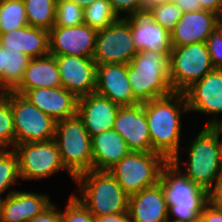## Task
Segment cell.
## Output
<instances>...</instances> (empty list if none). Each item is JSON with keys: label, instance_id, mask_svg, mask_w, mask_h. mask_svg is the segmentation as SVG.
Segmentation results:
<instances>
[{"label": "cell", "instance_id": "1", "mask_svg": "<svg viewBox=\"0 0 222 222\" xmlns=\"http://www.w3.org/2000/svg\"><path fill=\"white\" fill-rule=\"evenodd\" d=\"M151 139L152 152L162 155L168 162L180 160L181 114L187 112L183 92L143 103ZM182 108V109H181Z\"/></svg>", "mask_w": 222, "mask_h": 222}, {"label": "cell", "instance_id": "2", "mask_svg": "<svg viewBox=\"0 0 222 222\" xmlns=\"http://www.w3.org/2000/svg\"><path fill=\"white\" fill-rule=\"evenodd\" d=\"M132 94L139 103L168 96L170 85L169 54L164 51H139L127 64Z\"/></svg>", "mask_w": 222, "mask_h": 222}, {"label": "cell", "instance_id": "3", "mask_svg": "<svg viewBox=\"0 0 222 222\" xmlns=\"http://www.w3.org/2000/svg\"><path fill=\"white\" fill-rule=\"evenodd\" d=\"M179 165V160H172L162 168L160 181L168 214L171 212L175 216L172 222H196L208 203L207 191L182 174Z\"/></svg>", "mask_w": 222, "mask_h": 222}, {"label": "cell", "instance_id": "4", "mask_svg": "<svg viewBox=\"0 0 222 222\" xmlns=\"http://www.w3.org/2000/svg\"><path fill=\"white\" fill-rule=\"evenodd\" d=\"M75 181L82 196H74L94 217L128 212L129 196L109 171L92 169L79 174Z\"/></svg>", "mask_w": 222, "mask_h": 222}, {"label": "cell", "instance_id": "5", "mask_svg": "<svg viewBox=\"0 0 222 222\" xmlns=\"http://www.w3.org/2000/svg\"><path fill=\"white\" fill-rule=\"evenodd\" d=\"M54 140L65 169L74 180L92 170L91 136L77 115L56 121Z\"/></svg>", "mask_w": 222, "mask_h": 222}, {"label": "cell", "instance_id": "6", "mask_svg": "<svg viewBox=\"0 0 222 222\" xmlns=\"http://www.w3.org/2000/svg\"><path fill=\"white\" fill-rule=\"evenodd\" d=\"M183 174L208 191L222 173L217 142V125L205 126L192 140Z\"/></svg>", "mask_w": 222, "mask_h": 222}, {"label": "cell", "instance_id": "7", "mask_svg": "<svg viewBox=\"0 0 222 222\" xmlns=\"http://www.w3.org/2000/svg\"><path fill=\"white\" fill-rule=\"evenodd\" d=\"M168 161L155 152H133L124 156L109 172L128 196L160 182Z\"/></svg>", "mask_w": 222, "mask_h": 222}, {"label": "cell", "instance_id": "8", "mask_svg": "<svg viewBox=\"0 0 222 222\" xmlns=\"http://www.w3.org/2000/svg\"><path fill=\"white\" fill-rule=\"evenodd\" d=\"M213 69L206 43L172 46L169 75L173 92H184Z\"/></svg>", "mask_w": 222, "mask_h": 222}, {"label": "cell", "instance_id": "9", "mask_svg": "<svg viewBox=\"0 0 222 222\" xmlns=\"http://www.w3.org/2000/svg\"><path fill=\"white\" fill-rule=\"evenodd\" d=\"M3 95L11 103L15 145L54 139L56 121L52 117L43 113L21 94L9 91Z\"/></svg>", "mask_w": 222, "mask_h": 222}, {"label": "cell", "instance_id": "10", "mask_svg": "<svg viewBox=\"0 0 222 222\" xmlns=\"http://www.w3.org/2000/svg\"><path fill=\"white\" fill-rule=\"evenodd\" d=\"M12 148L18 156L20 178L41 179L65 168L54 139L26 142Z\"/></svg>", "mask_w": 222, "mask_h": 222}, {"label": "cell", "instance_id": "11", "mask_svg": "<svg viewBox=\"0 0 222 222\" xmlns=\"http://www.w3.org/2000/svg\"><path fill=\"white\" fill-rule=\"evenodd\" d=\"M129 23L124 18L99 30L96 36L93 60L96 64H128L137 54Z\"/></svg>", "mask_w": 222, "mask_h": 222}, {"label": "cell", "instance_id": "12", "mask_svg": "<svg viewBox=\"0 0 222 222\" xmlns=\"http://www.w3.org/2000/svg\"><path fill=\"white\" fill-rule=\"evenodd\" d=\"M97 32L86 24L72 27L53 26L49 30V54L92 58Z\"/></svg>", "mask_w": 222, "mask_h": 222}, {"label": "cell", "instance_id": "13", "mask_svg": "<svg viewBox=\"0 0 222 222\" xmlns=\"http://www.w3.org/2000/svg\"><path fill=\"white\" fill-rule=\"evenodd\" d=\"M183 93L188 111L214 114V118L205 126L222 124L217 119V116L222 113V69L214 68Z\"/></svg>", "mask_w": 222, "mask_h": 222}, {"label": "cell", "instance_id": "14", "mask_svg": "<svg viewBox=\"0 0 222 222\" xmlns=\"http://www.w3.org/2000/svg\"><path fill=\"white\" fill-rule=\"evenodd\" d=\"M130 25L137 52L144 50L164 51L172 49L170 32L156 23L149 8L139 9L123 17Z\"/></svg>", "mask_w": 222, "mask_h": 222}, {"label": "cell", "instance_id": "15", "mask_svg": "<svg viewBox=\"0 0 222 222\" xmlns=\"http://www.w3.org/2000/svg\"><path fill=\"white\" fill-rule=\"evenodd\" d=\"M55 59L63 88L77 98L95 92L97 64L93 58L61 55Z\"/></svg>", "mask_w": 222, "mask_h": 222}, {"label": "cell", "instance_id": "16", "mask_svg": "<svg viewBox=\"0 0 222 222\" xmlns=\"http://www.w3.org/2000/svg\"><path fill=\"white\" fill-rule=\"evenodd\" d=\"M113 129L126 141L130 151L152 152L143 103L120 106L115 117Z\"/></svg>", "mask_w": 222, "mask_h": 222}, {"label": "cell", "instance_id": "17", "mask_svg": "<svg viewBox=\"0 0 222 222\" xmlns=\"http://www.w3.org/2000/svg\"><path fill=\"white\" fill-rule=\"evenodd\" d=\"M120 105L96 92L78 98L77 116L83 121L88 134L96 136L113 129Z\"/></svg>", "mask_w": 222, "mask_h": 222}, {"label": "cell", "instance_id": "18", "mask_svg": "<svg viewBox=\"0 0 222 222\" xmlns=\"http://www.w3.org/2000/svg\"><path fill=\"white\" fill-rule=\"evenodd\" d=\"M95 92L120 106H132L139 103L132 94L126 64H98Z\"/></svg>", "mask_w": 222, "mask_h": 222}, {"label": "cell", "instance_id": "19", "mask_svg": "<svg viewBox=\"0 0 222 222\" xmlns=\"http://www.w3.org/2000/svg\"><path fill=\"white\" fill-rule=\"evenodd\" d=\"M128 214L131 222H166L168 205L161 181L129 196Z\"/></svg>", "mask_w": 222, "mask_h": 222}, {"label": "cell", "instance_id": "20", "mask_svg": "<svg viewBox=\"0 0 222 222\" xmlns=\"http://www.w3.org/2000/svg\"><path fill=\"white\" fill-rule=\"evenodd\" d=\"M23 96L55 121L77 115L78 98L62 86L29 89Z\"/></svg>", "mask_w": 222, "mask_h": 222}, {"label": "cell", "instance_id": "21", "mask_svg": "<svg viewBox=\"0 0 222 222\" xmlns=\"http://www.w3.org/2000/svg\"><path fill=\"white\" fill-rule=\"evenodd\" d=\"M217 29L215 13L205 10L185 12L170 32L172 46L206 43Z\"/></svg>", "mask_w": 222, "mask_h": 222}, {"label": "cell", "instance_id": "22", "mask_svg": "<svg viewBox=\"0 0 222 222\" xmlns=\"http://www.w3.org/2000/svg\"><path fill=\"white\" fill-rule=\"evenodd\" d=\"M46 194L13 190L2 198L0 220L2 222H28L40 214L52 202Z\"/></svg>", "mask_w": 222, "mask_h": 222}, {"label": "cell", "instance_id": "23", "mask_svg": "<svg viewBox=\"0 0 222 222\" xmlns=\"http://www.w3.org/2000/svg\"><path fill=\"white\" fill-rule=\"evenodd\" d=\"M0 45L19 50L29 58L49 55V31L26 25L0 34Z\"/></svg>", "mask_w": 222, "mask_h": 222}, {"label": "cell", "instance_id": "24", "mask_svg": "<svg viewBox=\"0 0 222 222\" xmlns=\"http://www.w3.org/2000/svg\"><path fill=\"white\" fill-rule=\"evenodd\" d=\"M92 169L109 171L130 150L126 141L114 129L104 131L91 138Z\"/></svg>", "mask_w": 222, "mask_h": 222}, {"label": "cell", "instance_id": "25", "mask_svg": "<svg viewBox=\"0 0 222 222\" xmlns=\"http://www.w3.org/2000/svg\"><path fill=\"white\" fill-rule=\"evenodd\" d=\"M61 79L55 56L31 58L20 85L14 90L23 95L29 89L60 87Z\"/></svg>", "mask_w": 222, "mask_h": 222}, {"label": "cell", "instance_id": "26", "mask_svg": "<svg viewBox=\"0 0 222 222\" xmlns=\"http://www.w3.org/2000/svg\"><path fill=\"white\" fill-rule=\"evenodd\" d=\"M30 59L19 50L2 46V94L20 85Z\"/></svg>", "mask_w": 222, "mask_h": 222}, {"label": "cell", "instance_id": "27", "mask_svg": "<svg viewBox=\"0 0 222 222\" xmlns=\"http://www.w3.org/2000/svg\"><path fill=\"white\" fill-rule=\"evenodd\" d=\"M29 26L49 31L55 25L57 0H23Z\"/></svg>", "mask_w": 222, "mask_h": 222}, {"label": "cell", "instance_id": "28", "mask_svg": "<svg viewBox=\"0 0 222 222\" xmlns=\"http://www.w3.org/2000/svg\"><path fill=\"white\" fill-rule=\"evenodd\" d=\"M28 25L23 0L0 1V34Z\"/></svg>", "mask_w": 222, "mask_h": 222}, {"label": "cell", "instance_id": "29", "mask_svg": "<svg viewBox=\"0 0 222 222\" xmlns=\"http://www.w3.org/2000/svg\"><path fill=\"white\" fill-rule=\"evenodd\" d=\"M119 18L109 0H95L84 8V24L97 31L107 28Z\"/></svg>", "mask_w": 222, "mask_h": 222}, {"label": "cell", "instance_id": "30", "mask_svg": "<svg viewBox=\"0 0 222 222\" xmlns=\"http://www.w3.org/2000/svg\"><path fill=\"white\" fill-rule=\"evenodd\" d=\"M18 177L20 175L17 154L13 149L0 150V196L11 185L14 186Z\"/></svg>", "mask_w": 222, "mask_h": 222}, {"label": "cell", "instance_id": "31", "mask_svg": "<svg viewBox=\"0 0 222 222\" xmlns=\"http://www.w3.org/2000/svg\"><path fill=\"white\" fill-rule=\"evenodd\" d=\"M15 147L13 113L10 101L0 94V150Z\"/></svg>", "mask_w": 222, "mask_h": 222}, {"label": "cell", "instance_id": "32", "mask_svg": "<svg viewBox=\"0 0 222 222\" xmlns=\"http://www.w3.org/2000/svg\"><path fill=\"white\" fill-rule=\"evenodd\" d=\"M84 24V8L69 0H57L54 26L72 27Z\"/></svg>", "mask_w": 222, "mask_h": 222}, {"label": "cell", "instance_id": "33", "mask_svg": "<svg viewBox=\"0 0 222 222\" xmlns=\"http://www.w3.org/2000/svg\"><path fill=\"white\" fill-rule=\"evenodd\" d=\"M149 9L153 13L154 21L169 32L173 30L184 13L183 10L172 1L149 7Z\"/></svg>", "mask_w": 222, "mask_h": 222}, {"label": "cell", "instance_id": "34", "mask_svg": "<svg viewBox=\"0 0 222 222\" xmlns=\"http://www.w3.org/2000/svg\"><path fill=\"white\" fill-rule=\"evenodd\" d=\"M61 222H95V217L71 194L65 212H61Z\"/></svg>", "mask_w": 222, "mask_h": 222}, {"label": "cell", "instance_id": "35", "mask_svg": "<svg viewBox=\"0 0 222 222\" xmlns=\"http://www.w3.org/2000/svg\"><path fill=\"white\" fill-rule=\"evenodd\" d=\"M210 58L214 68L222 69V29L218 28L206 41Z\"/></svg>", "mask_w": 222, "mask_h": 222}, {"label": "cell", "instance_id": "36", "mask_svg": "<svg viewBox=\"0 0 222 222\" xmlns=\"http://www.w3.org/2000/svg\"><path fill=\"white\" fill-rule=\"evenodd\" d=\"M109 2L118 17H120L121 12H126L128 17V14L145 8L144 0H109Z\"/></svg>", "mask_w": 222, "mask_h": 222}, {"label": "cell", "instance_id": "37", "mask_svg": "<svg viewBox=\"0 0 222 222\" xmlns=\"http://www.w3.org/2000/svg\"><path fill=\"white\" fill-rule=\"evenodd\" d=\"M207 200L212 207L222 212V173L207 191Z\"/></svg>", "mask_w": 222, "mask_h": 222}, {"label": "cell", "instance_id": "38", "mask_svg": "<svg viewBox=\"0 0 222 222\" xmlns=\"http://www.w3.org/2000/svg\"><path fill=\"white\" fill-rule=\"evenodd\" d=\"M28 222H61V212L52 203Z\"/></svg>", "mask_w": 222, "mask_h": 222}, {"label": "cell", "instance_id": "39", "mask_svg": "<svg viewBox=\"0 0 222 222\" xmlns=\"http://www.w3.org/2000/svg\"><path fill=\"white\" fill-rule=\"evenodd\" d=\"M199 219L201 222H222V212L207 203L204 206Z\"/></svg>", "mask_w": 222, "mask_h": 222}, {"label": "cell", "instance_id": "40", "mask_svg": "<svg viewBox=\"0 0 222 222\" xmlns=\"http://www.w3.org/2000/svg\"><path fill=\"white\" fill-rule=\"evenodd\" d=\"M95 222H131L128 212L95 217Z\"/></svg>", "mask_w": 222, "mask_h": 222}, {"label": "cell", "instance_id": "41", "mask_svg": "<svg viewBox=\"0 0 222 222\" xmlns=\"http://www.w3.org/2000/svg\"><path fill=\"white\" fill-rule=\"evenodd\" d=\"M177 4L183 12H193L201 10V4L199 0H171Z\"/></svg>", "mask_w": 222, "mask_h": 222}, {"label": "cell", "instance_id": "42", "mask_svg": "<svg viewBox=\"0 0 222 222\" xmlns=\"http://www.w3.org/2000/svg\"><path fill=\"white\" fill-rule=\"evenodd\" d=\"M199 2L201 4V10L216 13L220 0H199Z\"/></svg>", "mask_w": 222, "mask_h": 222}, {"label": "cell", "instance_id": "43", "mask_svg": "<svg viewBox=\"0 0 222 222\" xmlns=\"http://www.w3.org/2000/svg\"><path fill=\"white\" fill-rule=\"evenodd\" d=\"M222 132V124H217V142H218V150H219V159L222 166V141L219 139V135Z\"/></svg>", "mask_w": 222, "mask_h": 222}, {"label": "cell", "instance_id": "44", "mask_svg": "<svg viewBox=\"0 0 222 222\" xmlns=\"http://www.w3.org/2000/svg\"><path fill=\"white\" fill-rule=\"evenodd\" d=\"M217 27L222 29V0H220L219 7L215 13Z\"/></svg>", "mask_w": 222, "mask_h": 222}, {"label": "cell", "instance_id": "45", "mask_svg": "<svg viewBox=\"0 0 222 222\" xmlns=\"http://www.w3.org/2000/svg\"><path fill=\"white\" fill-rule=\"evenodd\" d=\"M171 0H144L145 8H149L158 4L170 2Z\"/></svg>", "mask_w": 222, "mask_h": 222}, {"label": "cell", "instance_id": "46", "mask_svg": "<svg viewBox=\"0 0 222 222\" xmlns=\"http://www.w3.org/2000/svg\"><path fill=\"white\" fill-rule=\"evenodd\" d=\"M73 3L77 4L78 6L85 8L88 5H91L95 0H69Z\"/></svg>", "mask_w": 222, "mask_h": 222}, {"label": "cell", "instance_id": "47", "mask_svg": "<svg viewBox=\"0 0 222 222\" xmlns=\"http://www.w3.org/2000/svg\"><path fill=\"white\" fill-rule=\"evenodd\" d=\"M0 94H2V46L0 45Z\"/></svg>", "mask_w": 222, "mask_h": 222}]
</instances>
